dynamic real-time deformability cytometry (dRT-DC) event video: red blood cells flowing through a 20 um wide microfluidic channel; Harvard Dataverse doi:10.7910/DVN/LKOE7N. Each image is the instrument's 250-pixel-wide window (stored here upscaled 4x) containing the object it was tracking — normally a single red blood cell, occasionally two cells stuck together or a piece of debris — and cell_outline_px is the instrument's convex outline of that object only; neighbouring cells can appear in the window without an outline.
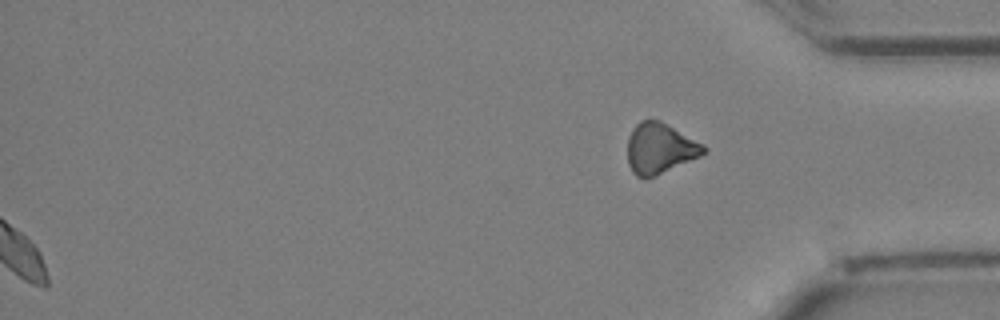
{"species": "Egyptian fruit bat (a non-hibernating species)", "species_latin": "Rousettus aegyptiacus", "temperature_condition": "cold", "stored_images_in_passage": 33, "segment_of_instrument_passage": [2, 2], "camera_frame_rate_fps": 3000, "um_per_image_px": 0.085, "animal": {"sex": "female"}, "frame": {"image": 1, "passage_image": 33, "time_ms": 10.667, "image_size_px": [1000, 320], "cell_outline_px": [[708, 152], [700, 156], [648, 180], [636, 176], [632, 172], [628, 164], [628, 136], [632, 128], [640, 120], [660, 120], [704, 144], [708, 148]], "centroid_in_image_um": [56.09, 12.63], "position_along_channel_um": 379.1, "area_um2": 22.83}}